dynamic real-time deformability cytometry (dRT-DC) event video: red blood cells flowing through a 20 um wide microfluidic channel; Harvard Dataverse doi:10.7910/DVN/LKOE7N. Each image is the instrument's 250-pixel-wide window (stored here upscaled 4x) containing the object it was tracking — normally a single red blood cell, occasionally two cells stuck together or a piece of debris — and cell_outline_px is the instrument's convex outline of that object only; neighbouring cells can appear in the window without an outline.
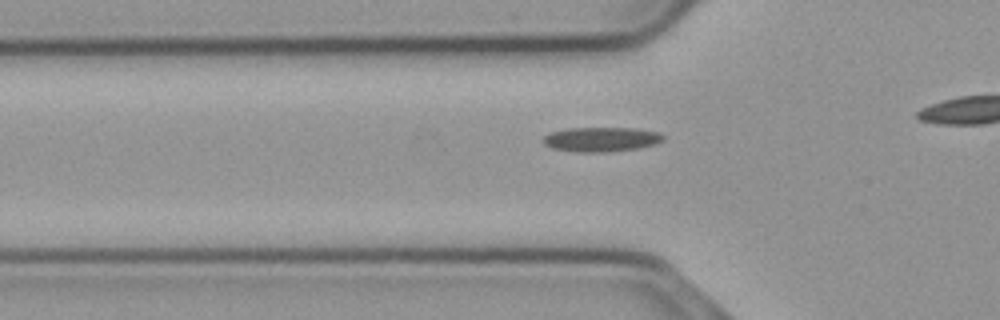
{"species": "common noctule bat (a hibernating species)", "species_latin": "Nyctalus noctula", "temperature_condition": "cold", "stored_images_in_passage": 40, "camera_frame_rate_fps": 3000, "um_per_image_px": 0.085, "animal": {"sex": "male", "body_mass_g": 23.1, "forearm_length_mm": 52.7}, "frame": {"image": 1, "passage_image": 14, "time_ms": 4.333, "image_size_px": [1000, 320], "cell_outline_px": [[664, 140], [652, 144], [636, 148], [604, 152], [576, 152], [552, 148], [544, 144], [540, 140], [544, 136], [552, 132], [568, 128], [636, 128], [660, 132], [664, 136]], "centroid_in_image_um": [51.07, 11.83], "position_along_channel_um": 74.7, "area_um2": 17.11}}
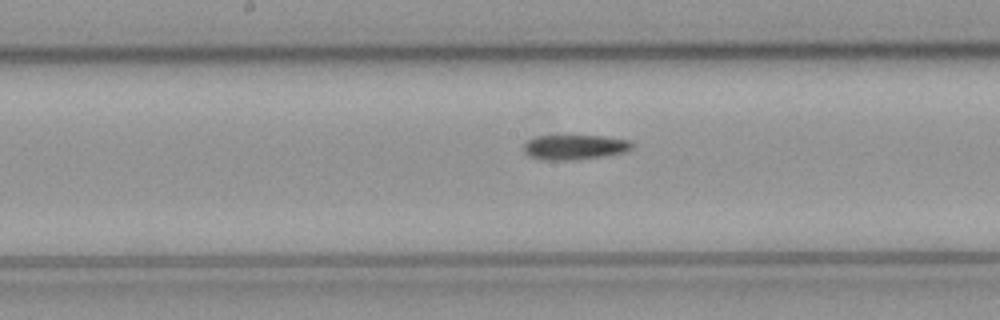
{"frame": {"image": 2, "passage_image": 24, "time_ms": 7.667, "image_size_px": [1000, 320], "cell_outline_px": [[632, 148], [624, 152], [600, 156], [572, 160], [540, 160], [528, 156], [524, 152], [524, 144], [528, 140], [536, 136], [604, 136], [632, 140]], "centroid_in_image_um": [48.82, 12.5], "position_along_channel_um": 199.4, "area_um2": 15.66}}
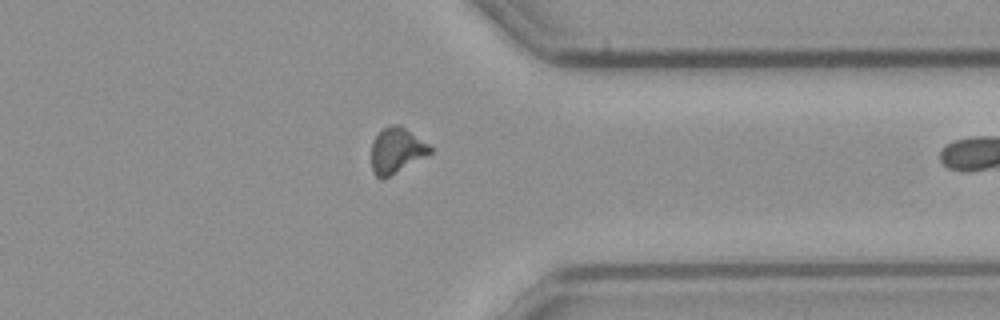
{"frame": {"image": 3, "passage_image": 39, "time_ms": 12.667, "image_size_px": [1000, 320], "cell_outline_px": [[432, 152], [384, 180], [380, 180], [372, 172], [372, 140], [384, 128], [392, 124], [400, 124], [428, 144], [432, 148]], "centroid_in_image_um": [33.68, 12.81], "position_along_channel_um": 377.7, "area_um2": 15.55}}